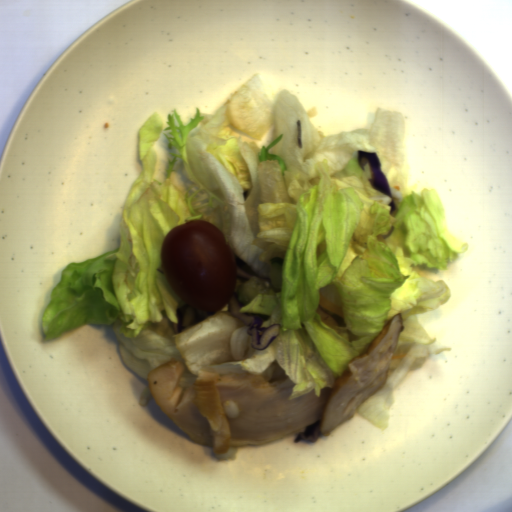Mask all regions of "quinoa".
<instances>
[{"label":"quinoa","mask_w":512,"mask_h":512,"mask_svg":"<svg viewBox=\"0 0 512 512\" xmlns=\"http://www.w3.org/2000/svg\"><path fill=\"white\" fill-rule=\"evenodd\" d=\"M223 411L224 414L230 419L234 420L237 419L240 414V409L238 404L235 402L234 399H227L223 403Z\"/></svg>","instance_id":"obj_1"},{"label":"quinoa","mask_w":512,"mask_h":512,"mask_svg":"<svg viewBox=\"0 0 512 512\" xmlns=\"http://www.w3.org/2000/svg\"><path fill=\"white\" fill-rule=\"evenodd\" d=\"M237 450H238L237 446H231L226 452H223L221 454L215 453V456H216L217 460L232 459L233 457H235Z\"/></svg>","instance_id":"obj_2"}]
</instances>
